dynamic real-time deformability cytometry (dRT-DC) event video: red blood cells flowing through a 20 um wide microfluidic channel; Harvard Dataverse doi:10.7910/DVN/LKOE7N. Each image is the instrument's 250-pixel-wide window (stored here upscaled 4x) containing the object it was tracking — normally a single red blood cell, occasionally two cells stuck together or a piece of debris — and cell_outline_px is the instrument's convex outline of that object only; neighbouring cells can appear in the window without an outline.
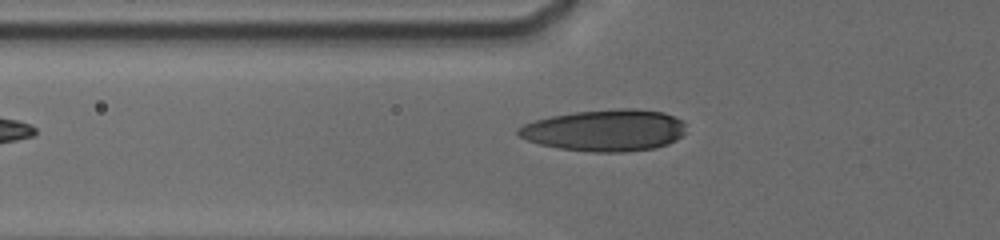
{"species": "human", "species_latin": "Homo sapiens", "temperature_condition": "cold", "stored_images_in_passage": 9, "camera_frame_rate_fps": 3000, "um_per_image_px": 0.085, "donor": {"sex": "male"}, "frame": {"image": 1, "passage_image": 3, "time_ms": 1.0, "image_size_px": [1000, 240], "cell_outline_px": [[684, 132], [676, 140], [668, 144], [656, 148], [624, 152], [592, 152], [560, 148], [540, 144], [528, 140], [520, 136], [516, 132], [516, 128], [524, 124], [536, 120], [552, 116], [576, 112], [620, 108], [632, 108], [664, 112], [680, 120], [684, 124]], "centroid_in_image_um": [51.43, 11.08], "position_along_channel_um": 74.4, "area_um2": 40.52}}
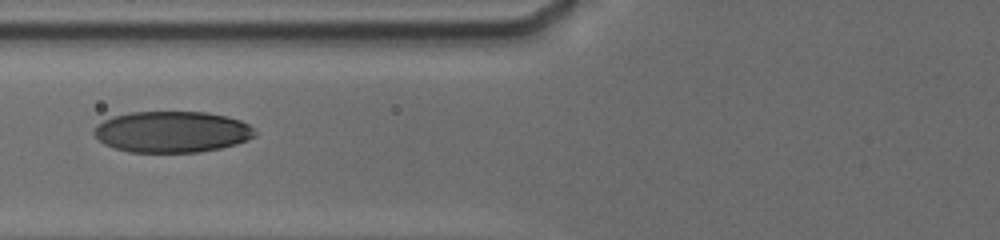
{"frame": {"image": 2, "passage_image": 6, "time_ms": 2.0, "image_size_px": [1000, 240], "cell_outline_px": [[256, 136], [236, 144], [220, 148], [200, 152], [128, 152], [104, 144], [92, 132], [104, 120], [112, 116], [128, 112], [208, 112], [240, 120], [248, 124], [256, 132]], "centroid_in_image_um": [14.63, 11.2], "position_along_channel_um": 111.2, "area_um2": 38.55}}
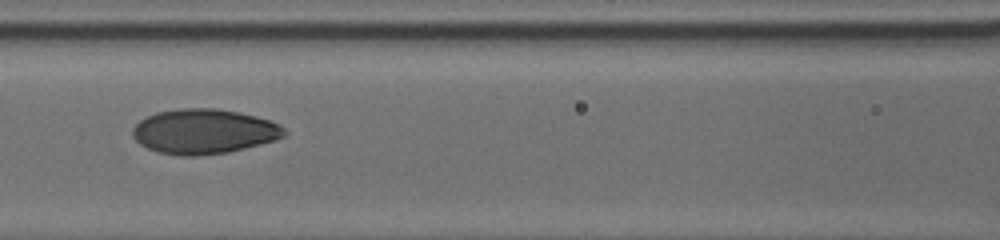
{"frame": {"image": 3, "passage_image": 8, "time_ms": 3.0, "image_size_px": [1000, 240], "cell_outline_px": [[288, 132], [284, 136], [260, 144], [228, 152], [196, 156], [180, 156], [156, 152], [140, 144], [132, 136], [132, 128], [140, 120], [156, 112], [180, 108], [216, 108], [240, 112], [256, 116], [268, 120], [284, 128]], "centroid_in_image_um": [17.29, 11.17], "position_along_channel_um": 149.3, "area_um2": 39.59}}